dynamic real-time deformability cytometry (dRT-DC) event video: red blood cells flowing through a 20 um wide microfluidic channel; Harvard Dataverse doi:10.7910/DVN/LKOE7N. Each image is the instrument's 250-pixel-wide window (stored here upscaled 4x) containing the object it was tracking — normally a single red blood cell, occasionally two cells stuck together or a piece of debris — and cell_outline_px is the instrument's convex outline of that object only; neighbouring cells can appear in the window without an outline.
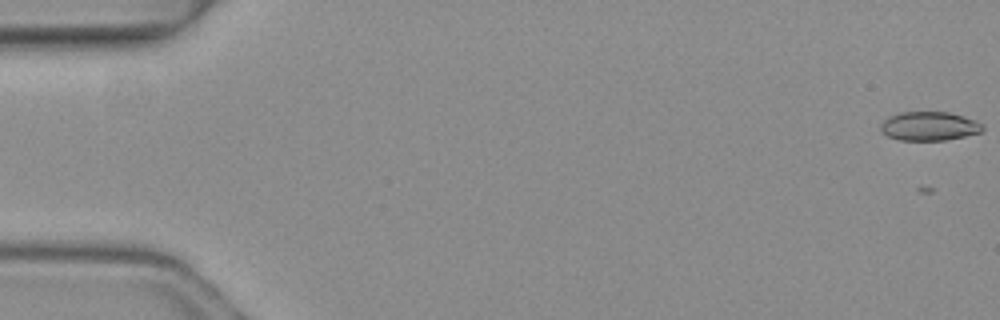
{"species": "common noctule bat (a hibernating species)", "species_latin": "Nyctalus noctula", "temperature_condition": "warm", "stored_images_in_passage": 5, "camera_frame_rate_fps": 3000, "um_per_image_px": 0.085, "animal": {"sex": "female", "body_mass_g": 19.3, "forearm_length_mm": 54.1}, "frame": {"image": 1, "passage_image": 1, "time_ms": 0.0, "image_size_px": [1000, 320], "cell_outline_px": [[984, 128], [980, 132], [964, 136], [944, 140], [900, 140], [888, 136], [880, 128], [880, 124], [888, 116], [900, 112], [948, 112], [964, 116], [976, 120], [984, 124]], "centroid_in_image_um": [78.99, 10.71], "position_along_channel_um": 6.0, "area_um2": 17.17}}
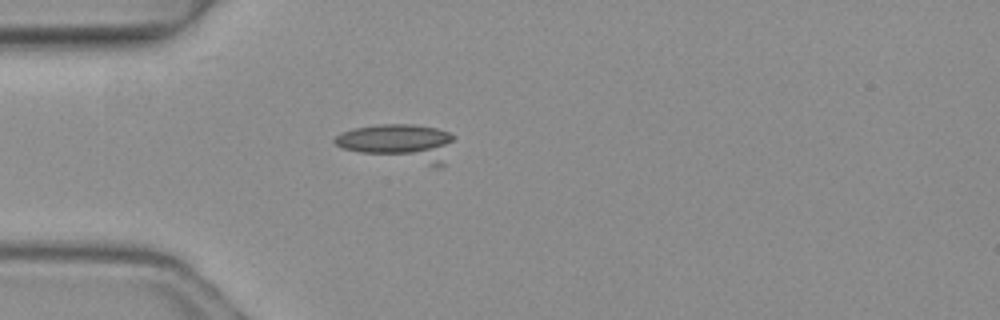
{"frame": {"image": 2, "passage_image": 5, "time_ms": 1.333, "image_size_px": [1000, 320], "cell_outline_px": [[456, 136], [444, 164], [440, 168], [360, 152], [344, 148], [336, 144], [332, 140], [340, 132], [352, 128], [380, 124], [412, 124], [436, 128], [448, 132]], "centroid_in_image_um": [33.99, 12.12], "position_along_channel_um": 51.0, "area_um2": 26.01}}